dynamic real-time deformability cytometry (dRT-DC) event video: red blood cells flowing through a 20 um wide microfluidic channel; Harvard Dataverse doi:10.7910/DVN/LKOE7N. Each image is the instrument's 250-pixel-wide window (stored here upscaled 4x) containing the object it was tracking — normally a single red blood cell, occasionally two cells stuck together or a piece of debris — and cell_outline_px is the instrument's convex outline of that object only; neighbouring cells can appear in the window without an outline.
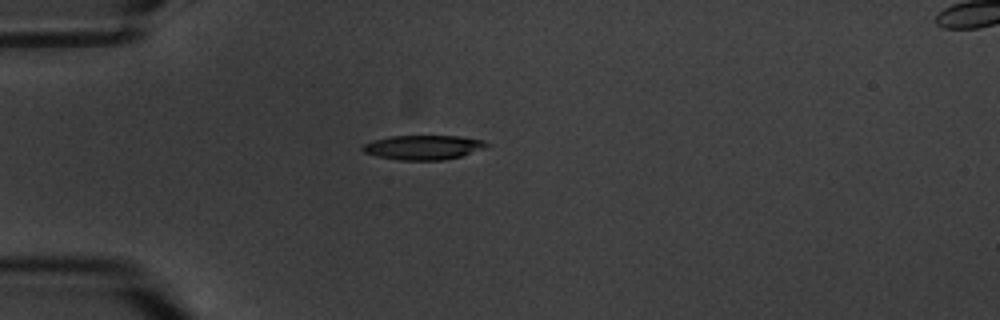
{"species": "common noctule bat (a hibernating species)", "species_latin": "Nyctalus noctula", "temperature_condition": "warm", "stored_images_in_passage": 8, "camera_frame_rate_fps": 3000, "um_per_image_px": 0.085, "animal": {"sex": "male", "body_mass_g": 20.1, "forearm_length_mm": 53.5}, "frame": {"image": 1, "passage_image": 1, "time_ms": 0.0, "image_size_px": [1000, 320], "cell_outline_px": [[488, 148], [460, 156], [444, 160], [400, 160], [376, 156], [364, 152], [360, 148], [364, 144], [372, 140], [392, 136], [460, 136], [484, 140], [488, 144]], "centroid_in_image_um": [35.99, 12.52], "position_along_channel_um": 49.0, "area_um2": 17.74}}
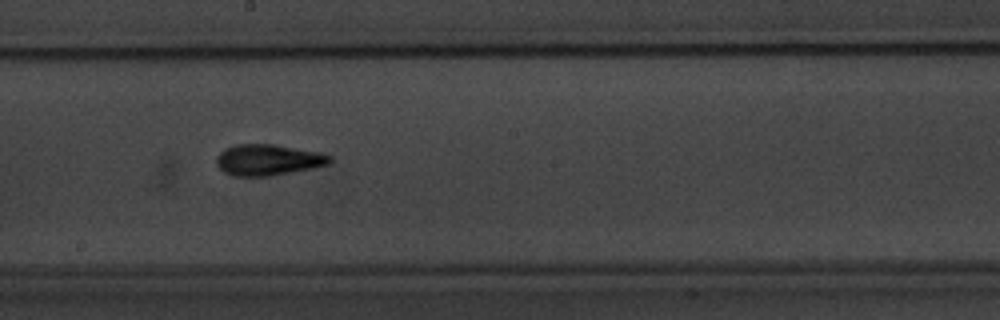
{"frame": {"image": 2, "passage_image": 6, "time_ms": 5.667, "image_size_px": [1000, 320], "cell_outline_px": [[332, 160], [328, 164], [312, 168], [292, 172], [268, 176], [232, 176], [224, 172], [216, 164], [216, 156], [224, 148], [236, 144], [272, 144], [320, 152], [332, 156]], "centroid_in_image_um": [22.76, 13.58], "position_along_channel_um": 225.4, "area_um2": 20.58}}
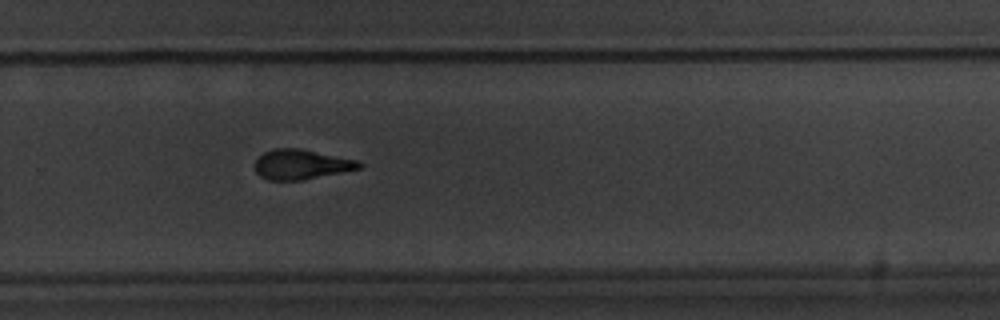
{"frame": {"image": 3, "passage_image": 8, "time_ms": 8.0, "image_size_px": [1000, 320], "cell_outline_px": [[364, 164], [360, 168], [300, 180], [268, 180], [260, 176], [256, 172], [256, 160], [264, 152], [272, 148], [300, 148], [360, 160]], "centroid_in_image_um": [25.62, 13.95], "position_along_channel_um": 304.2, "area_um2": 18.09}}